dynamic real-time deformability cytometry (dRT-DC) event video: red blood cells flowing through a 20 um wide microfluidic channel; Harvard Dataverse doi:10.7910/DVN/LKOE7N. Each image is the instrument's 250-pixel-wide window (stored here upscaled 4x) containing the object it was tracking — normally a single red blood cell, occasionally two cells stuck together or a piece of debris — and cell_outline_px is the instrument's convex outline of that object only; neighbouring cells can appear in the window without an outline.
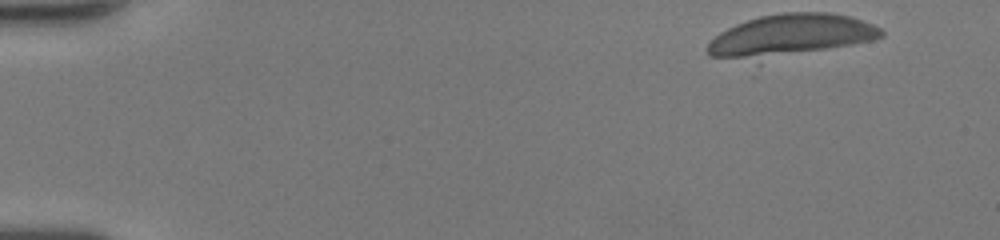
{"species": "human", "species_latin": "Homo sapiens", "temperature_condition": "room temperature", "stored_images_in_passage": 38, "camera_frame_rate_fps": 3000, "um_per_image_px": 0.085, "donor": {"sex": "female"}, "frame": {"image": 1, "passage_image": 1, "time_ms": 0.0, "image_size_px": [1000, 240], "cell_outline_px": [[884, 36], [872, 40], [760, 64], [708, 56], [704, 48], [720, 32], [736, 24], [760, 16], [784, 12], [828, 12], [852, 16], [872, 24], [880, 28], [884, 32]], "centroid_in_image_um": [67.12, 3.08], "position_along_channel_um": 17.9, "area_um2": 44.16}}
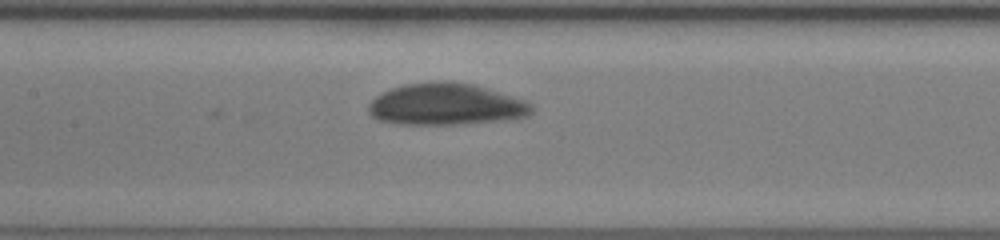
{"frame": {"image": 2, "passage_image": 20, "time_ms": 6.333, "image_size_px": [1000, 240], "cell_outline_px": [[536, 108], [528, 116], [500, 120], [456, 124], [400, 124], [380, 120], [372, 116], [368, 112], [368, 104], [376, 96], [392, 88], [404, 84], [440, 80], [472, 84], [488, 88], [524, 100], [532, 104]], "centroid_in_image_um": [37.91, 8.86], "position_along_channel_um": 169.5, "area_um2": 39.54}}
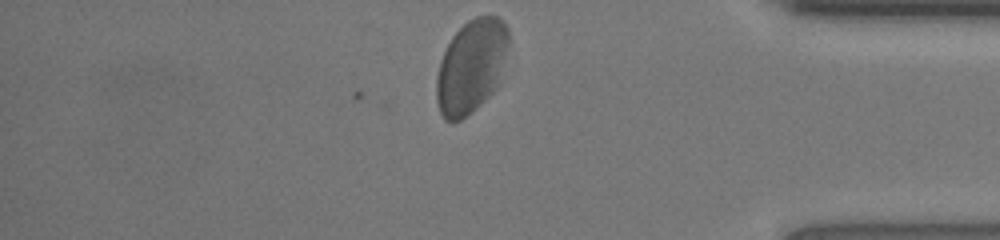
{"frame": {"image": 3, "passage_image": 38, "time_ms": 12.333, "image_size_px": [1000, 240], "cell_outline_px": [[508, 44], [500, 76], [496, 88], [472, 112], [460, 120], [444, 120], [440, 112], [436, 100], [436, 80], [440, 60], [452, 36], [468, 20], [476, 16], [496, 16], [504, 20], [508, 28]], "centroid_in_image_um": [40.04, 5.63], "position_along_channel_um": 395.2, "area_um2": 39.02}, "authors_computed_cell_mechanics": {"area_um2": 40.0843, "velocity_mm_per_s": 4.1217, "shape_relaxation_time_tau1_ms": 1.9316, "shape_relaxation_time_tau2_ms": null, "deformation_change_tau1": 0.0958, "deformation_change_tau2": null}}